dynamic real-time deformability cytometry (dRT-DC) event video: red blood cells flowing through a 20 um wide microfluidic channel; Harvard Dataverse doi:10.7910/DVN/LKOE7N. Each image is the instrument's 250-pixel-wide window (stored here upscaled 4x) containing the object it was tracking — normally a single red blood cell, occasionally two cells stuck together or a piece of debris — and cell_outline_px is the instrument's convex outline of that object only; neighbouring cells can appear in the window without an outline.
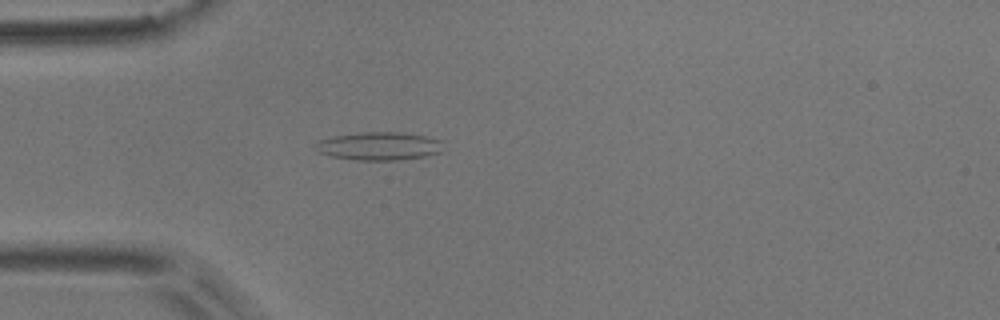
{"species": "common noctule bat (a hibernating species)", "species_latin": "Nyctalus noctula", "temperature_condition": "room temperature", "stored_images_in_passage": 5, "camera_frame_rate_fps": 3000, "um_per_image_px": 0.085, "animal": {"sex": "male", "body_mass_g": 17.9}, "frame": {"image": 1, "passage_image": 5, "time_ms": 1.333, "image_size_px": [1000, 320], "cell_outline_px": [[440, 152], [424, 156], [400, 160], [356, 160], [332, 156], [316, 152], [312, 144], [316, 140], [332, 136], [360, 132], [400, 132], [424, 136], [440, 140]], "centroid_in_image_um": [32.09, 12.41], "position_along_channel_um": 52.9, "area_um2": 21.04}}